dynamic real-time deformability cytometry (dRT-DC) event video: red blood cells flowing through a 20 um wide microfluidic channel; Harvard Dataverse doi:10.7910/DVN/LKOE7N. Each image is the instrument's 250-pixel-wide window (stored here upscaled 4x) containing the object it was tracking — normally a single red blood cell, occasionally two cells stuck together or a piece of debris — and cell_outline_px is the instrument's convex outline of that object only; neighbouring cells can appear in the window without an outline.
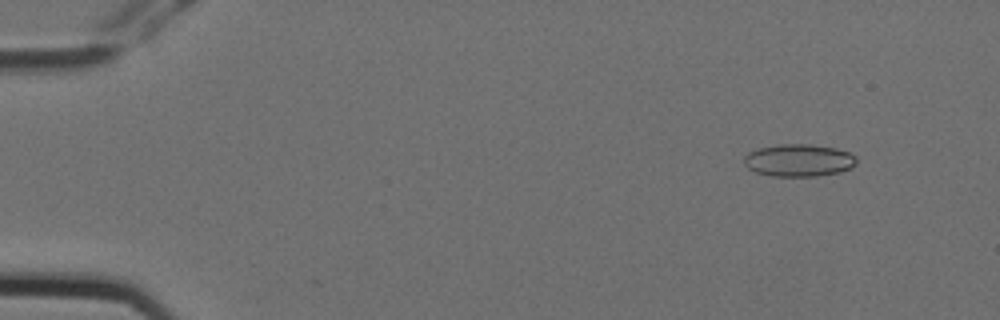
{"species": "Egyptian fruit bat (a non-hibernating species)", "species_latin": "Rousettus aegyptiacus", "temperature_condition": "cold", "stored_images_in_passage": 5, "camera_frame_rate_fps": 3000, "um_per_image_px": 0.085, "animal": {"sex": "female"}, "frame": {"image": 1, "passage_image": 2, "time_ms": 0.333, "image_size_px": [1000, 320], "cell_outline_px": [[856, 164], [840, 172], [816, 176], [772, 176], [756, 172], [748, 168], [744, 164], [744, 156], [748, 152], [760, 148], [776, 144], [808, 144], [836, 148], [848, 152], [856, 156]], "centroid_in_image_um": [67.88, 13.62], "position_along_channel_um": 17.1, "area_um2": 21.21}}